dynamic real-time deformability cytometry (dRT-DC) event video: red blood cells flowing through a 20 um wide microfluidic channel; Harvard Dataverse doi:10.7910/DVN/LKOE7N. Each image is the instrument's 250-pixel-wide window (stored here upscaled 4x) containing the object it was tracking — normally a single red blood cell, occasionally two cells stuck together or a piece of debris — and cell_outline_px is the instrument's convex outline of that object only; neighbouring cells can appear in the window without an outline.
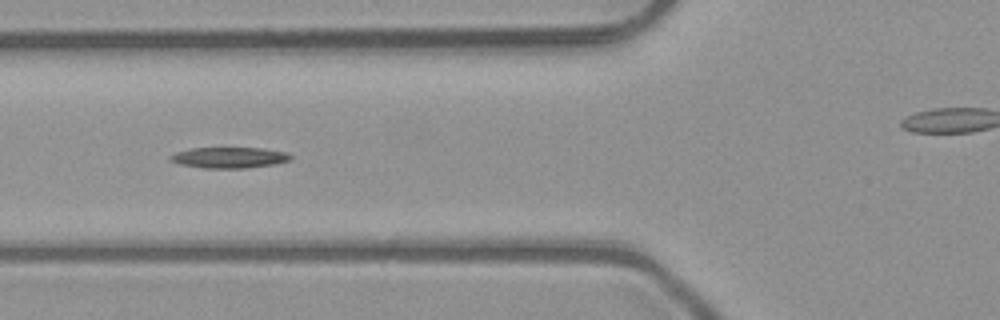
{"species": "common noctule bat (a hibernating species)", "species_latin": "Nyctalus noctula", "temperature_condition": "room temperature", "stored_images_in_passage": 7, "camera_frame_rate_fps": 3000, "um_per_image_px": 0.085, "animal": {"sex": "male", "body_mass_g": 23.1, "forearm_length_mm": 52.7}, "frame": {"image": 1, "passage_image": 6, "time_ms": 1.667, "image_size_px": [1000, 320], "cell_outline_px": [[292, 156], [288, 160], [276, 164], [244, 168], [204, 168], [180, 164], [168, 160], [168, 156], [176, 152], [192, 148], [264, 148], [288, 152]], "centroid_in_image_um": [19.47, 13.39], "position_along_channel_um": 106.3, "area_um2": 14.68}}